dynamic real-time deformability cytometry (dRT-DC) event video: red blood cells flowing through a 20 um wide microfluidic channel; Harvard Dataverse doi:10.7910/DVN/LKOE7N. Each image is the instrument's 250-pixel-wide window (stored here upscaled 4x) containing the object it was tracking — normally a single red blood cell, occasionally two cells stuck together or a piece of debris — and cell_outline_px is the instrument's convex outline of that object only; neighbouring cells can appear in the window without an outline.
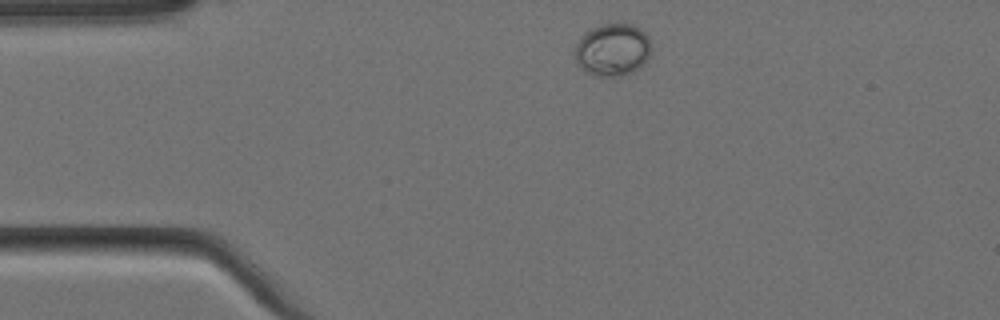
{"species": "Egyptian fruit bat (a non-hibernating species)", "species_latin": "Rousettus aegyptiacus", "temperature_condition": "cold", "stored_images_in_passage": 3, "camera_frame_rate_fps": 3000, "um_per_image_px": 0.085, "animal": {"sex": "female"}, "frame": {"image": 1, "passage_image": 1, "time_ms": 0.0, "image_size_px": [1000, 320], "cell_outline_px": [[652, 52], [644, 64], [640, 68], [632, 72], [620, 76], [592, 76], [576, 60], [576, 44], [584, 32], [600, 24], [632, 24], [640, 28], [652, 40]], "centroid_in_image_um": [52.13, 4.22], "position_along_channel_um": 32.9, "area_um2": 23.52}}
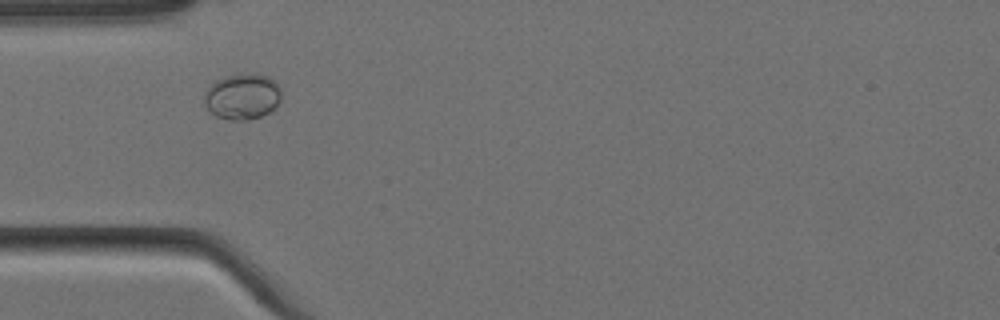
{"frame": {"image": 2, "passage_image": 2, "time_ms": 0.333, "image_size_px": [1000, 320], "cell_outline_px": [[280, 100], [268, 112], [260, 116], [248, 120], [232, 120], [216, 116], [204, 104], [204, 92], [216, 80], [240, 72], [268, 76], [280, 88]], "centroid_in_image_um": [20.57, 8.19], "position_along_channel_um": 64.4, "area_um2": 20.35}}